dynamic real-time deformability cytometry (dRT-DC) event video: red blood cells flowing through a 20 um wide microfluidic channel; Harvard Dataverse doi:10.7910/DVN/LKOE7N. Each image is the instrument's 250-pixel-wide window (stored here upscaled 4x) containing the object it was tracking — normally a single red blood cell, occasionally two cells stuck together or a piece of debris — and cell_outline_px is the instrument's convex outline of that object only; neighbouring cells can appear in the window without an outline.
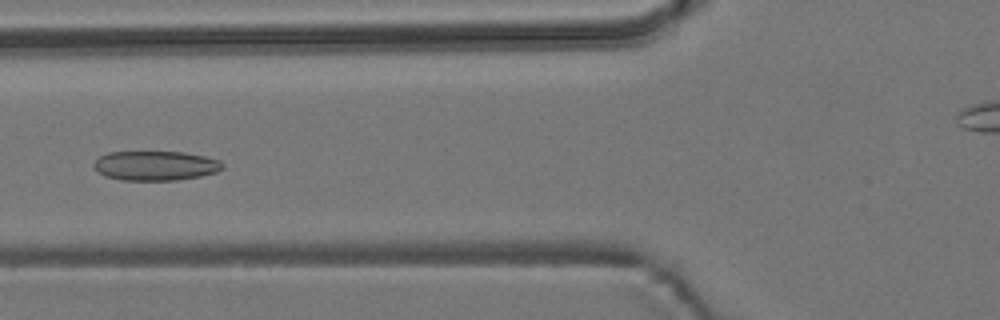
{"species": "common noctule bat (a hibernating species)", "species_latin": "Nyctalus noctula", "temperature_condition": "room temperature", "stored_images_in_passage": 5, "camera_frame_rate_fps": 3000, "um_per_image_px": 0.085, "animal": {"sex": "male", "body_mass_g": 19.2, "forearm_length_mm": 51.8}, "frame": {"image": 1, "passage_image": 5, "time_ms": 1.333, "image_size_px": [1000, 320], "cell_outline_px": [[224, 168], [216, 172], [200, 176], [176, 180], [120, 180], [104, 176], [96, 172], [92, 168], [92, 164], [100, 156], [108, 152], [184, 152], [204, 156], [220, 160], [224, 164]], "centroid_in_image_um": [13.18, 14.08], "position_along_channel_um": 112.6, "area_um2": 22.37}}